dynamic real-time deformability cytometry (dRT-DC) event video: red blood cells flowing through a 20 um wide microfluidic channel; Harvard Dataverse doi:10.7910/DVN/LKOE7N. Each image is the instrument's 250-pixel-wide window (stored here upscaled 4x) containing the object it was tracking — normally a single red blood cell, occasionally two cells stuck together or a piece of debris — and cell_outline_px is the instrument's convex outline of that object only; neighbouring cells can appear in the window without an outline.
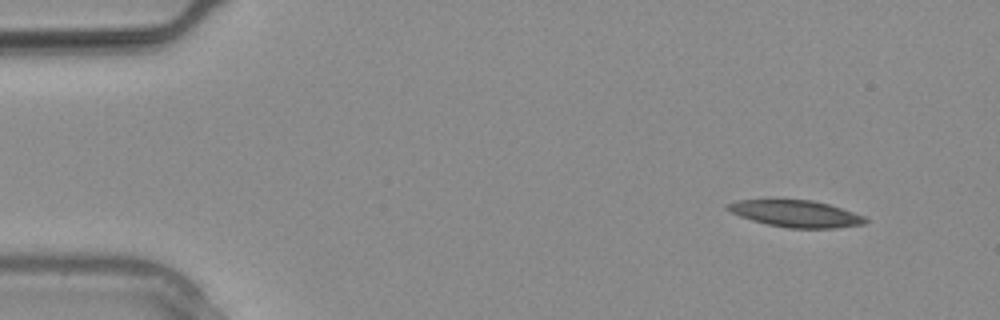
{"species": "common noctule bat (a hibernating species)", "species_latin": "Nyctalus noctula", "temperature_condition": "warm", "stored_images_in_passage": 9, "camera_frame_rate_fps": 3000, "um_per_image_px": 0.085, "animal": {"sex": "male", "body_mass_g": 20.4}, "frame": {"image": 1, "passage_image": 1, "time_ms": 0.0, "image_size_px": [1000, 320], "cell_outline_px": [[868, 220], [864, 224], [836, 228], [788, 228], [768, 224], [752, 220], [740, 216], [724, 208], [724, 204], [736, 200], [764, 196], [772, 196], [812, 200], [828, 204], [864, 216]], "centroid_in_image_um": [67.51, 18.09], "position_along_channel_um": 17.5, "area_um2": 22.54}}
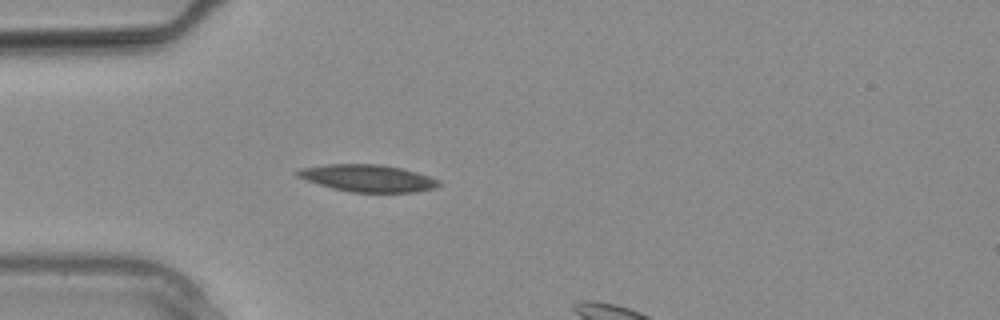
{"frame": {"image": 2, "passage_image": 6, "time_ms": 1.667, "image_size_px": [1000, 320], "cell_outline_px": [[440, 184], [436, 188], [416, 192], [352, 192], [332, 188], [296, 176], [292, 172], [300, 168], [324, 164], [380, 164], [404, 168], [440, 180]], "centroid_in_image_um": [31.26, 15.13], "position_along_channel_um": 53.7, "area_um2": 22.43}}
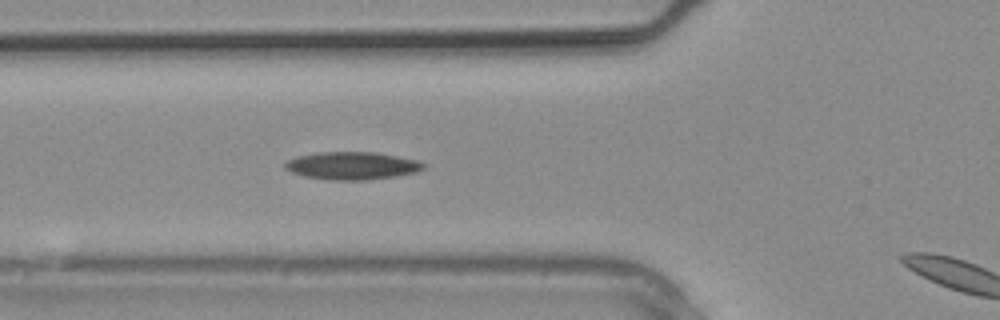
{"frame": {"image": 3, "passage_image": 8, "time_ms": 2.333, "image_size_px": [1000, 320], "cell_outline_px": [[428, 164], [424, 168], [416, 172], [396, 176], [364, 180], [332, 180], [304, 176], [292, 172], [284, 168], [284, 164], [288, 160], [296, 156], [316, 152], [376, 152], [420, 160]], "centroid_in_image_um": [29.96, 14.07], "position_along_channel_um": 95.8, "area_um2": 22.54}}